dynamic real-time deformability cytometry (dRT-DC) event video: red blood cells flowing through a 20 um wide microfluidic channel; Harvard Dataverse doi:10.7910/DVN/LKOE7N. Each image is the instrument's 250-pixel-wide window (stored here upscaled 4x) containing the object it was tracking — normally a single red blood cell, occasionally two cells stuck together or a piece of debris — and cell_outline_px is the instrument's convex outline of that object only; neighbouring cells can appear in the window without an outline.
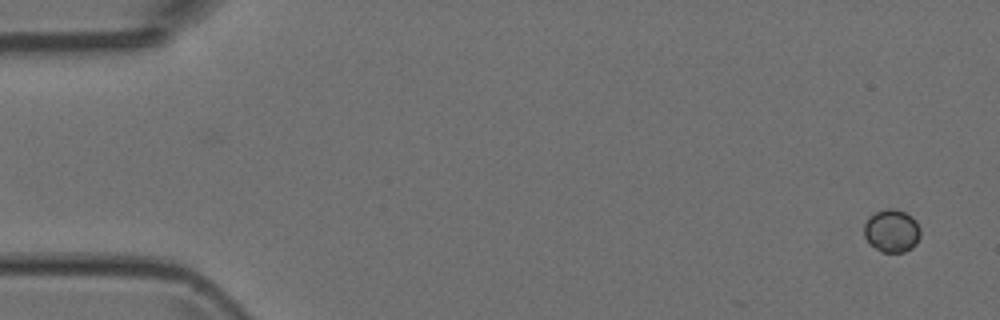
{"species": "Egyptian fruit bat (a non-hibernating species)", "species_latin": "Rousettus aegyptiacus", "temperature_condition": "room temperature", "stored_images_in_passage": 2, "camera_frame_rate_fps": 3000, "um_per_image_px": 0.085, "animal": {"sex": "female"}, "frame": {"image": 1, "passage_image": 2, "time_ms": 1.333, "image_size_px": [1000, 320], "cell_outline_px": [[920, 236], [916, 244], [912, 248], [904, 252], [880, 252], [864, 236], [864, 224], [868, 216], [884, 208], [896, 208], [912, 216], [916, 220], [920, 228]], "centroid_in_image_um": [75.81, 19.6], "position_along_channel_um": 9.2, "area_um2": 14.22}}